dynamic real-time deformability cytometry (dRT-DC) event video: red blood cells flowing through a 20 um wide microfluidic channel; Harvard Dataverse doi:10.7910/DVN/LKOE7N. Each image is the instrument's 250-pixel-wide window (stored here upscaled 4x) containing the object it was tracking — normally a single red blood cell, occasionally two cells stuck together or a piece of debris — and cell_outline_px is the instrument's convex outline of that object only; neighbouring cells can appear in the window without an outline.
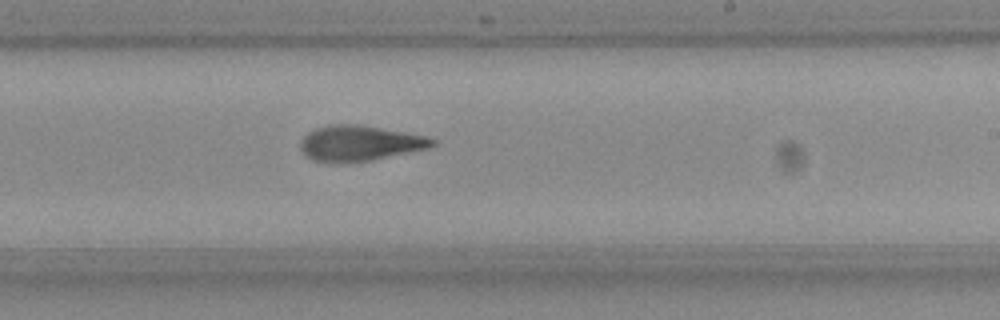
{"species": "Egyptian fruit bat (a non-hibernating species)", "species_latin": "Rousettus aegyptiacus", "temperature_condition": "room temperature", "stored_images_in_passage": 8, "camera_frame_rate_fps": 3000, "um_per_image_px": 0.085, "frame": {"image": 1, "passage_image": 8, "time_ms": 2.333, "image_size_px": [1000, 320], "cell_outline_px": [[436, 144], [428, 148], [372, 160], [312, 160], [300, 148], [300, 140], [308, 132], [316, 128], [336, 124], [356, 124], [404, 132], [424, 136], [436, 140]], "centroid_in_image_um": [30.59, 12.14], "position_along_channel_um": 258.4, "area_um2": 26.24}}